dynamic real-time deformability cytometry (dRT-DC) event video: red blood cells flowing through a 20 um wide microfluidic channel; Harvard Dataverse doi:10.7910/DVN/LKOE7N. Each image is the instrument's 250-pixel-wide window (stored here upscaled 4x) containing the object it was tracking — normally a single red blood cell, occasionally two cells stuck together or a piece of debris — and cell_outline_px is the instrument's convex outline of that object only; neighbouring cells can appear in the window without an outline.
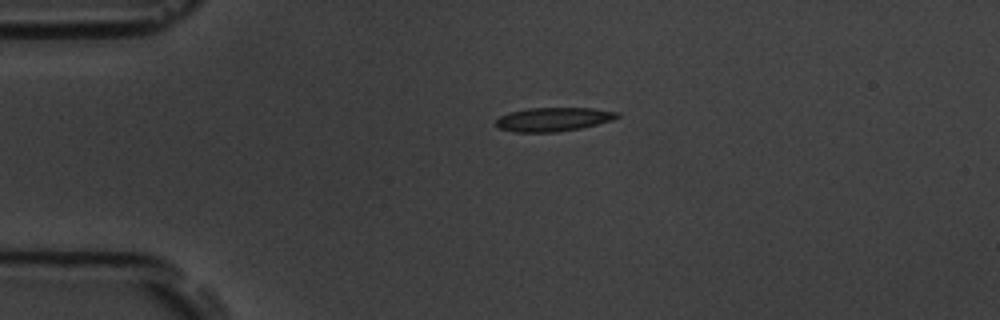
{"species": "common noctule bat (a hibernating species)", "species_latin": "Nyctalus noctula", "temperature_condition": "room temperature", "stored_images_in_passage": 5, "camera_frame_rate_fps": 3000, "um_per_image_px": 0.085, "animal": {"sex": "male", "body_mass_g": 19.5, "forearm_length_mm": 54.6}, "frame": {"image": 1, "passage_image": 5, "time_ms": 5.333, "image_size_px": [1000, 320], "cell_outline_px": [[620, 116], [612, 120], [580, 128], [556, 132], [512, 132], [500, 128], [496, 124], [496, 120], [500, 116], [508, 112], [528, 108], [592, 108], [620, 112]], "centroid_in_image_um": [47.03, 10.14], "position_along_channel_um": 38.0, "area_um2": 16.82}}